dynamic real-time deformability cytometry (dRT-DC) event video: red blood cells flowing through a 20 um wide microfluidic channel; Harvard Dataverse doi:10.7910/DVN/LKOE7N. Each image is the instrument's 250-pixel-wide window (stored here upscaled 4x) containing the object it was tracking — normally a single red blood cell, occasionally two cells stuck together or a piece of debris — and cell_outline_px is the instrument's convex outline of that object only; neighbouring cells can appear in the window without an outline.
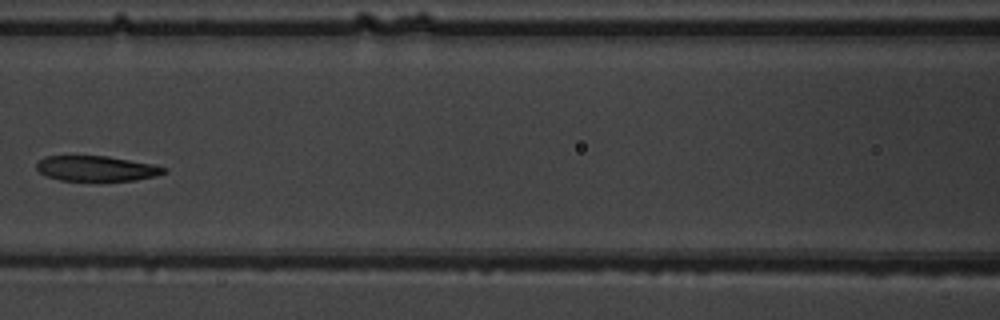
{"species": "common noctule bat (a hibernating species)", "species_latin": "Nyctalus noctula", "temperature_condition": "warm", "stored_images_in_passage": 7, "camera_frame_rate_fps": 3000, "um_per_image_px": 0.085, "animal": {"sex": "male", "body_mass_g": 19.5, "forearm_length_mm": 54.6}, "frame": {"image": 1, "passage_image": 6, "time_ms": 6.0, "image_size_px": [1000, 320], "cell_outline_px": [[168, 172], [156, 176], [136, 180], [60, 180], [48, 176], [40, 172], [36, 168], [36, 164], [44, 156], [108, 156], [156, 164], [168, 168]], "centroid_in_image_um": [8.27, 14.31], "position_along_channel_um": 158.3, "area_um2": 18.79}}
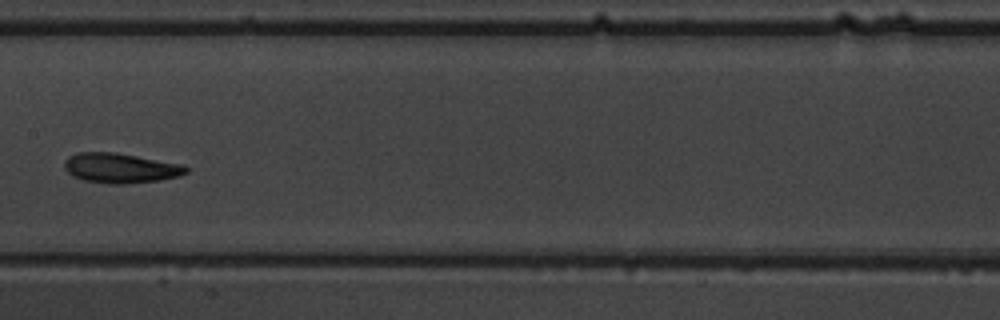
{"frame": {"image": 2, "passage_image": 7, "time_ms": 7.0, "image_size_px": [1000, 320], "cell_outline_px": [[188, 172], [180, 176], [160, 180], [124, 184], [108, 184], [84, 180], [72, 176], [64, 168], [64, 160], [68, 156], [76, 152], [116, 152], [184, 164], [188, 168]], "centroid_in_image_um": [10.24, 14.28], "position_along_channel_um": 197.2, "area_um2": 21.5}}